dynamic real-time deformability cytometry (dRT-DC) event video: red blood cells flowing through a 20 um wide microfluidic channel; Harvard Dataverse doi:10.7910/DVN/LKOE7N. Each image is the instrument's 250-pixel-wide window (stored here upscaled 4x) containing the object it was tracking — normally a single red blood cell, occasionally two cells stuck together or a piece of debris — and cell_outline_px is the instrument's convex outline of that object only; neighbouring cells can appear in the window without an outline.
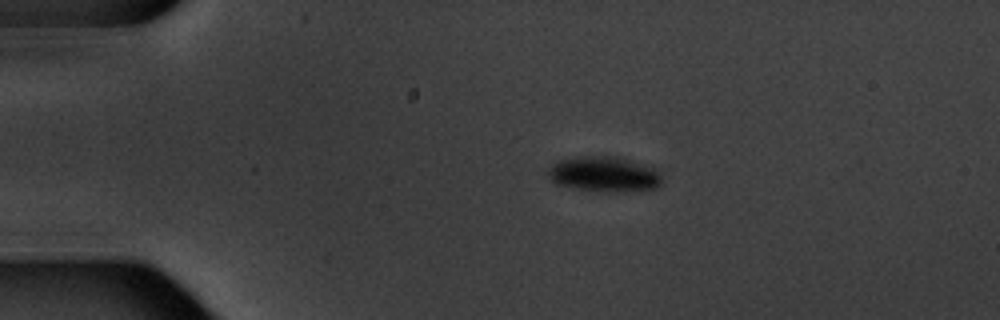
{"species": "common noctule bat (a hibernating species)", "species_latin": "Nyctalus noctula", "temperature_condition": "warm", "stored_images_in_passage": 5, "camera_frame_rate_fps": 3000, "um_per_image_px": 0.085, "animal": {"sex": "male", "body_mass_g": 20.1, "forearm_length_mm": 53.5}, "frame": {"image": 1, "passage_image": 3, "time_ms": 2.333, "image_size_px": [1000, 320], "cell_outline_px": [[660, 184], [656, 188], [620, 192], [608, 192], [572, 188], [560, 184], [552, 180], [548, 176], [548, 168], [552, 164], [560, 160], [572, 156], [616, 156], [652, 168], [660, 176]], "centroid_in_image_um": [51.28, 14.8], "position_along_channel_um": 33.7, "area_um2": 23.12}}
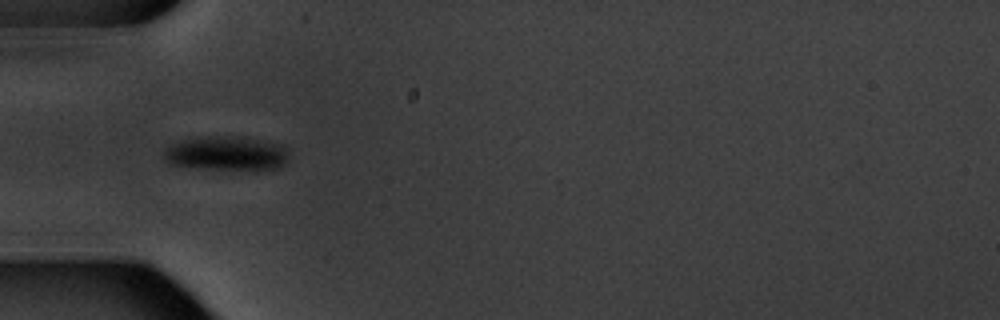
{"frame": {"image": 2, "passage_image": 5, "time_ms": 4.667, "image_size_px": [1000, 320], "cell_outline_px": [[288, 160], [280, 168], [208, 168], [168, 164], [164, 156], [164, 148], [172, 144], [192, 136], [244, 136], [284, 144], [288, 148]], "centroid_in_image_um": [19.27, 12.98], "position_along_channel_um": 65.7, "area_um2": 25.03}}